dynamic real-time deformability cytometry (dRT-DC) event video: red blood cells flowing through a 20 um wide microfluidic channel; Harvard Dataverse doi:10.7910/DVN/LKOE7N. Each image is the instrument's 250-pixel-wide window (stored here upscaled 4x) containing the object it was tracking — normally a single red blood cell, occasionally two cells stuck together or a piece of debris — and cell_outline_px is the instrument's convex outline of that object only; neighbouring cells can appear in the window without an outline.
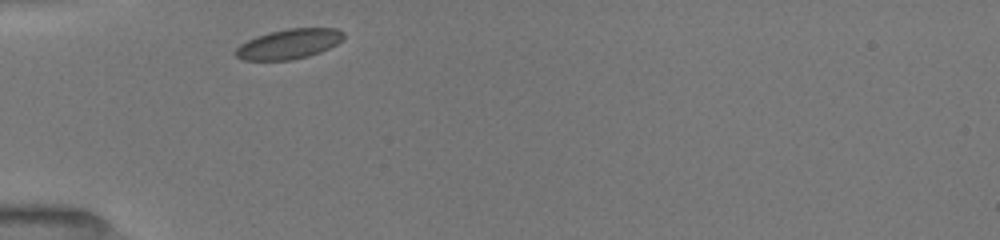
{"species": "common noctule bat (a hibernating species)", "species_latin": "Nyctalus noctula", "temperature_condition": "room temperature", "stored_images_in_passage": 8, "camera_frame_rate_fps": 3000, "um_per_image_px": 0.085, "animal": {"sex": "female", "body_mass_g": 19.5, "forearm_length_mm": 54.1}, "frame": {"image": 1, "passage_image": 1, "time_ms": 0.0, "image_size_px": [1000, 240], "cell_outline_px": [[344, 36], [336, 44], [320, 52], [308, 56], [292, 60], [240, 60], [232, 52], [240, 44], [256, 36], [268, 32], [288, 28], [336, 28], [344, 32]], "centroid_in_image_um": [24.51, 3.74], "position_along_channel_um": 60.5, "area_um2": 18.9}}
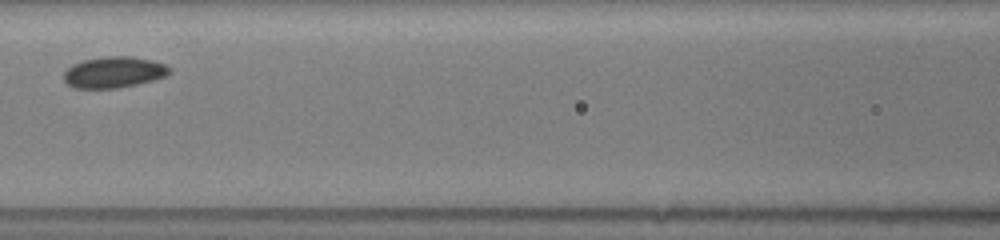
{"frame": {"image": 2, "passage_image": 5, "time_ms": 2.667, "image_size_px": [1000, 240], "cell_outline_px": [[172, 72], [168, 76], [136, 84], [116, 88], [72, 88], [64, 80], [64, 72], [72, 64], [84, 60], [104, 56], [132, 56], [152, 60], [164, 64], [172, 68]], "centroid_in_image_um": [9.7, 6.13], "position_along_channel_um": 156.9, "area_um2": 19.31}}
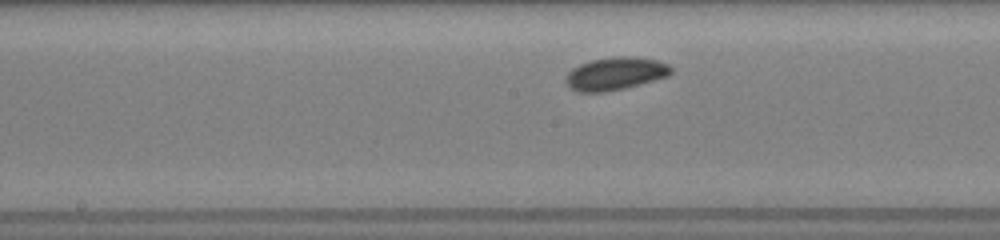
{"frame": {"image": 3, "passage_image": 7, "time_ms": 3.667, "image_size_px": [1000, 240], "cell_outline_px": [[672, 72], [668, 76], [640, 84], [624, 88], [604, 92], [580, 92], [572, 88], [564, 80], [568, 72], [572, 68], [580, 64], [592, 60], [620, 56], [636, 56], [656, 60], [668, 64], [672, 68]], "centroid_in_image_um": [52.32, 6.25], "position_along_channel_um": 195.9, "area_um2": 20.0}}